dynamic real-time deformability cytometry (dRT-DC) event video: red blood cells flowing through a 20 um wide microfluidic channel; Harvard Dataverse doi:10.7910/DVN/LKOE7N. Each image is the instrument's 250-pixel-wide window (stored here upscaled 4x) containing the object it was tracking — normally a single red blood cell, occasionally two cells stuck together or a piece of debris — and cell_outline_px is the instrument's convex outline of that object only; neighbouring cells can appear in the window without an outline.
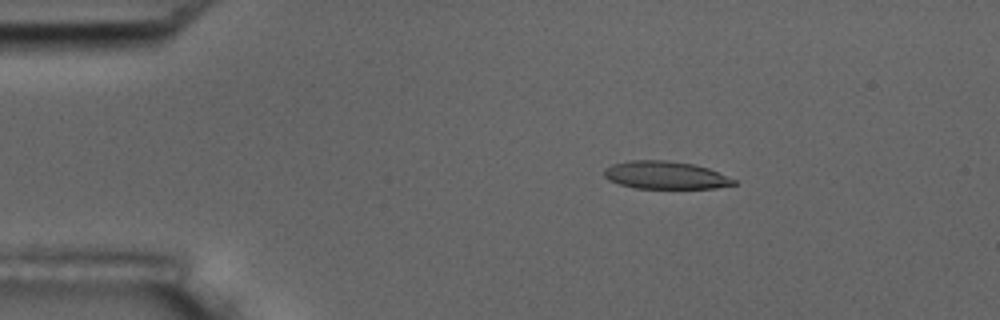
{"species": "common noctule bat (a hibernating species)", "species_latin": "Nyctalus noctula", "temperature_condition": "room temperature", "stored_images_in_passage": 5, "camera_frame_rate_fps": 3000, "um_per_image_px": 0.085, "animal": {"sex": "male", "body_mass_g": 17.5, "forearm_length_mm": 52.3}, "frame": {"image": 1, "passage_image": 3, "time_ms": 2.333, "image_size_px": [1000, 320], "cell_outline_px": [[736, 184], [716, 188], [636, 188], [620, 184], [608, 180], [604, 176], [604, 168], [612, 164], [632, 160], [664, 160], [692, 164], [708, 168], [736, 180]], "centroid_in_image_um": [56.53, 14.89], "position_along_channel_um": 28.5, "area_um2": 20.81}}